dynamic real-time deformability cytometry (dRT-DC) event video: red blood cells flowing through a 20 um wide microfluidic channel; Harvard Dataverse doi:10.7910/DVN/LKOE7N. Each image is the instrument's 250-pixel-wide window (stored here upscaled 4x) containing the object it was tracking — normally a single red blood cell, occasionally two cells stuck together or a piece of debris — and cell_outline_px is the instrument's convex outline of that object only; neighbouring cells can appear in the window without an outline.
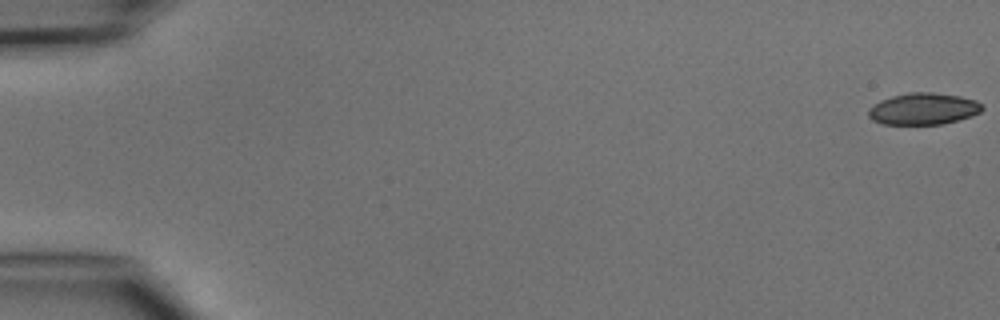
{"species": "common noctule bat (a hibernating species)", "species_latin": "Nyctalus noctula", "temperature_condition": "cold", "stored_images_in_passage": 5, "camera_frame_rate_fps": 3000, "um_per_image_px": 0.085, "animal": {"sex": "male", "body_mass_g": 15.6}, "frame": {"image": 1, "passage_image": 1, "time_ms": 0.0, "image_size_px": [1000, 320], "cell_outline_px": [[984, 108], [980, 112], [972, 116], [944, 124], [884, 124], [872, 120], [868, 116], [868, 108], [880, 100], [892, 96], [908, 92], [932, 92], [960, 96], [976, 100], [984, 104]], "centroid_in_image_um": [78.5, 9.24], "position_along_channel_um": 6.5, "area_um2": 21.21}}
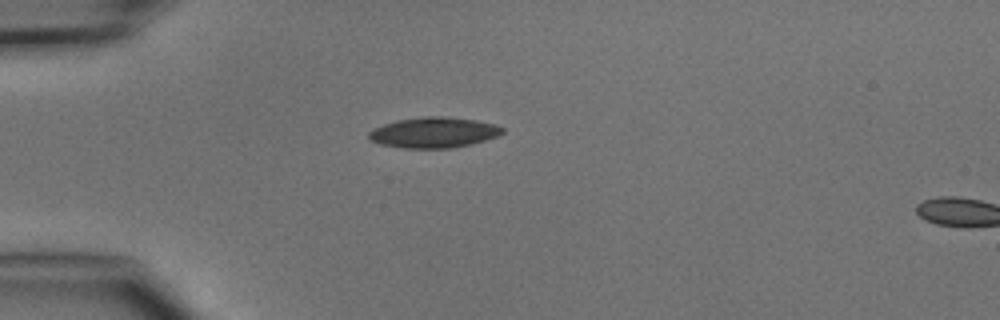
{"frame": {"image": 2, "passage_image": 4, "time_ms": 4.333, "image_size_px": [1000, 320], "cell_outline_px": [[504, 132], [496, 136], [472, 144], [452, 148], [404, 148], [380, 144], [372, 140], [368, 136], [368, 132], [384, 124], [396, 120], [424, 116], [444, 116], [476, 120], [496, 124], [504, 128]], "centroid_in_image_um": [36.89, 11.26], "position_along_channel_um": 48.1, "area_um2": 23.76}}